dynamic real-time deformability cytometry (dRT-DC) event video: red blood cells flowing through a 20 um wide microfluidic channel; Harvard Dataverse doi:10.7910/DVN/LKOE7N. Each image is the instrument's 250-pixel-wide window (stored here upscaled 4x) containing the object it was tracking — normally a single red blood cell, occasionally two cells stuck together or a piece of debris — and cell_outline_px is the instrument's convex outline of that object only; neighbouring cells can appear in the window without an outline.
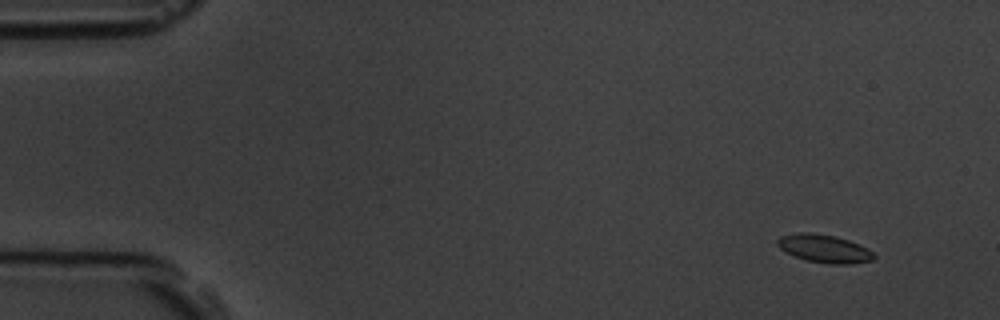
{"species": "common noctule bat (a hibernating species)", "species_latin": "Nyctalus noctula", "temperature_condition": "room temperature", "stored_images_in_passage": 7, "camera_frame_rate_fps": 3000, "um_per_image_px": 0.085, "animal": {"sex": "male", "body_mass_g": 19.5, "forearm_length_mm": 54.6}, "frame": {"image": 1, "passage_image": 2, "time_ms": 1.333, "image_size_px": [1000, 320], "cell_outline_px": [[876, 256], [872, 260], [852, 264], [832, 264], [808, 260], [784, 252], [776, 244], [776, 240], [780, 236], [800, 232], [812, 232], [836, 236], [860, 244], [868, 248]], "centroid_in_image_um": [70.06, 21.12], "position_along_channel_um": 14.9, "area_um2": 15.84}}
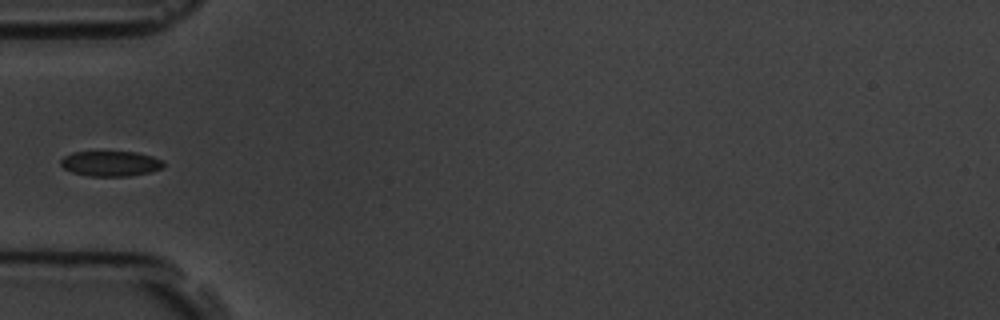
{"frame": {"image": 2, "passage_image": 6, "time_ms": 6.0, "image_size_px": [1000, 320], "cell_outline_px": [[164, 164], [160, 168], [148, 172], [128, 176], [88, 176], [72, 172], [64, 168], [60, 164], [60, 160], [64, 156], [72, 152], [136, 152], [152, 156], [164, 160]], "centroid_in_image_um": [9.38, 13.9], "position_along_channel_um": 75.6, "area_um2": 15.03}}
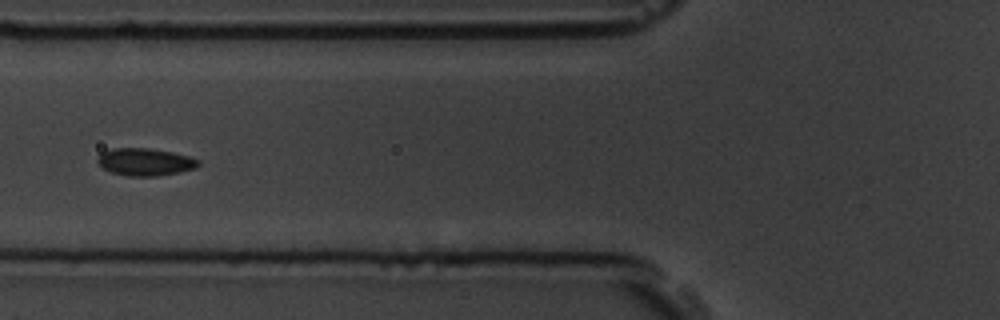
{"frame": {"image": 3, "passage_image": 7, "time_ms": 7.0, "image_size_px": [1000, 320], "cell_outline_px": [[200, 164], [196, 168], [180, 172], [156, 176], [128, 176], [112, 172], [104, 168], [96, 160], [100, 152], [112, 148], [148, 148], [172, 152], [188, 156], [200, 160]], "centroid_in_image_um": [12.34, 13.76], "position_along_channel_um": 113.5, "area_um2": 16.13}}